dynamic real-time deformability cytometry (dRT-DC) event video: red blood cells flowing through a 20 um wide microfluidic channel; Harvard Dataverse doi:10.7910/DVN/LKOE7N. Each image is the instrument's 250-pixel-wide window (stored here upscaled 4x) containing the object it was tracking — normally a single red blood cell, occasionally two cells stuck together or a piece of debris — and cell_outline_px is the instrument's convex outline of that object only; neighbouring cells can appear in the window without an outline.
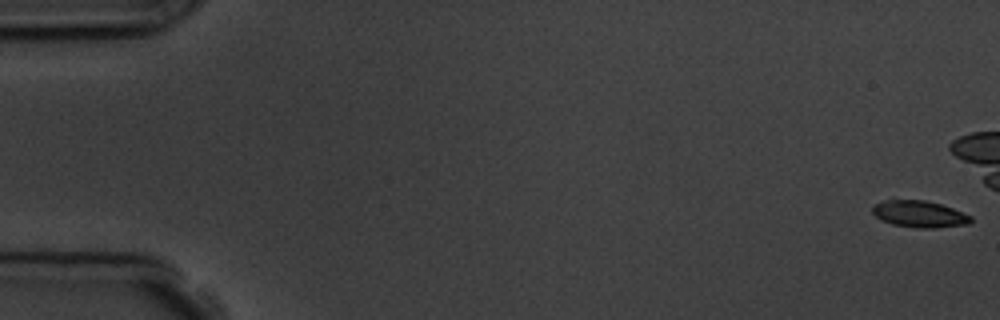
{"species": "common noctule bat (a hibernating species)", "species_latin": "Nyctalus noctula", "temperature_condition": "room temperature", "stored_images_in_passage": 3, "camera_frame_rate_fps": 3000, "um_per_image_px": 0.085, "animal": {"sex": "male", "body_mass_g": 19.5, "forearm_length_mm": 54.6}, "frame": {"image": 1, "passage_image": 1, "time_ms": 0.0, "image_size_px": [1000, 320], "cell_outline_px": [[972, 220], [968, 224], [936, 228], [916, 228], [892, 224], [880, 220], [872, 212], [872, 208], [876, 204], [884, 200], [924, 200], [940, 204], [952, 208], [972, 216]], "centroid_in_image_um": [78.15, 18.2], "position_along_channel_um": 6.8, "area_um2": 15.26}}